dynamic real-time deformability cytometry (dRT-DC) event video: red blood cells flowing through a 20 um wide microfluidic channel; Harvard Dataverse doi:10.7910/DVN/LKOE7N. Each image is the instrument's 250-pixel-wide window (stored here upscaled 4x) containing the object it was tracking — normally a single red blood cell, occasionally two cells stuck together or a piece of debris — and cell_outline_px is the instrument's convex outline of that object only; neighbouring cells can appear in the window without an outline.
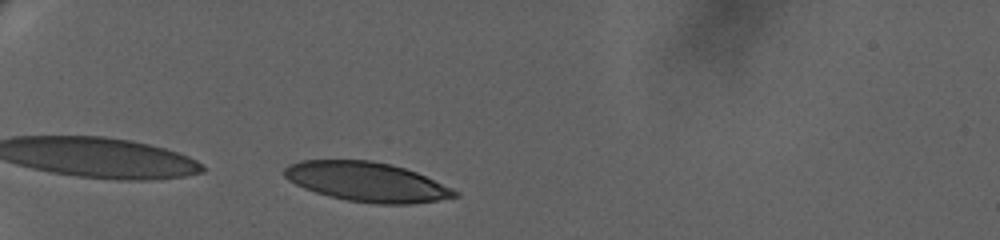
{"species": "human", "species_latin": "Homo sapiens", "temperature_condition": "warm", "stored_images_in_passage": 19, "camera_frame_rate_fps": 3000, "um_per_image_px": 0.085, "donor": {"sex": "female"}, "frame": {"image": 1, "passage_image": 2, "time_ms": 0.333, "image_size_px": [1000, 240], "cell_outline_px": [[460, 196], [440, 200], [412, 204], [376, 204], [348, 200], [328, 196], [304, 188], [288, 180], [284, 176], [284, 168], [288, 164], [300, 160], [368, 160], [388, 164], [404, 168], [416, 172], [452, 188], [460, 192]], "centroid_in_image_um": [31.18, 15.46], "position_along_channel_um": 53.8, "area_um2": 39.13}}
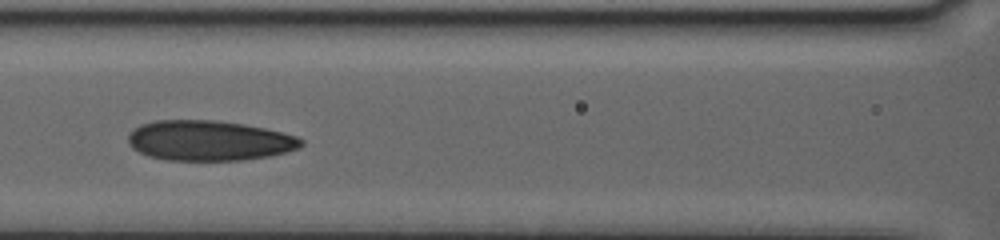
{"frame": {"image": 2, "passage_image": 14, "time_ms": 4.333, "image_size_px": [1000, 240], "cell_outline_px": [[304, 144], [300, 148], [268, 156], [240, 160], [168, 160], [148, 156], [132, 148], [128, 144], [128, 136], [140, 124], [156, 120], [212, 120], [244, 124], [264, 128], [296, 136], [304, 140]], "centroid_in_image_um": [17.77, 11.95], "position_along_channel_um": 148.8, "area_um2": 40.34}}
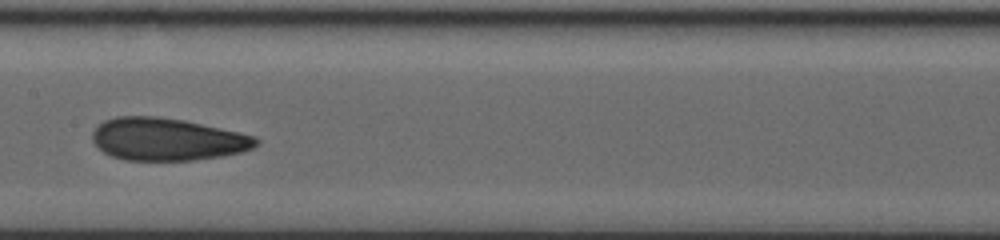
{"frame": {"image": 3, "passage_image": 18, "time_ms": 5.667, "image_size_px": [1000, 240], "cell_outline_px": [[260, 140], [252, 148], [240, 152], [220, 156], [192, 160], [124, 160], [112, 156], [104, 152], [92, 140], [92, 132], [104, 120], [116, 116], [156, 116], [184, 120], [256, 136]], "centroid_in_image_um": [14.19, 11.83], "position_along_channel_um": 193.2, "area_um2": 40.29}}